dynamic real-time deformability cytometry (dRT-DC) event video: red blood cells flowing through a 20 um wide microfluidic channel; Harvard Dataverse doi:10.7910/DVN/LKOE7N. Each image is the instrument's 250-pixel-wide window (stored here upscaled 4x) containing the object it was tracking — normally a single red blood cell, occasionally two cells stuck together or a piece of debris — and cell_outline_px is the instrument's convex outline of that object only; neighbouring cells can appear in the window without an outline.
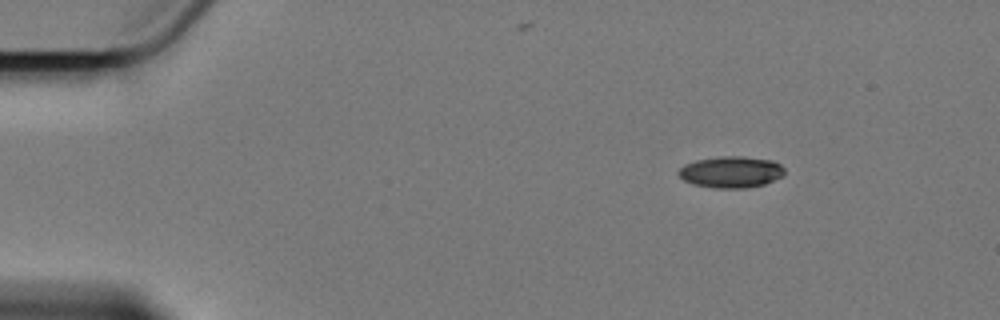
{"species": "Egyptian fruit bat (a non-hibernating species)", "species_latin": "Rousettus aegyptiacus", "temperature_condition": "cold", "stored_images_in_passage": 6, "camera_frame_rate_fps": 3000, "um_per_image_px": 0.085, "animal": {"sex": "female"}, "frame": {"image": 1, "passage_image": 2, "time_ms": 1.0, "image_size_px": [1000, 320], "cell_outline_px": [[784, 176], [764, 184], [748, 188], [712, 188], [692, 184], [684, 180], [676, 172], [684, 164], [696, 160], [720, 156], [744, 156], [772, 160], [780, 164], [784, 168]], "centroid_in_image_um": [62.14, 14.62], "position_along_channel_um": 22.9, "area_um2": 19.65}}
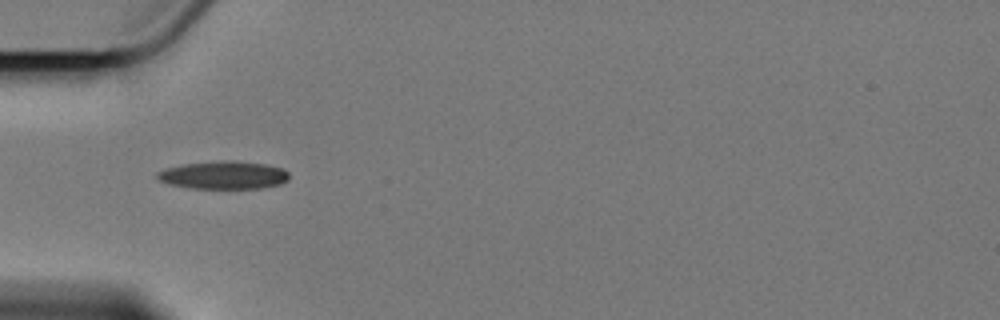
{"frame": {"image": 2, "passage_image": 5, "time_ms": 4.667, "image_size_px": [1000, 320], "cell_outline_px": [[288, 180], [280, 184], [260, 188], [188, 188], [168, 184], [160, 180], [156, 176], [156, 172], [168, 168], [184, 164], [228, 160], [232, 160], [264, 164], [280, 168], [288, 172]], "centroid_in_image_um": [18.99, 14.89], "position_along_channel_um": 66.0, "area_um2": 21.21}}
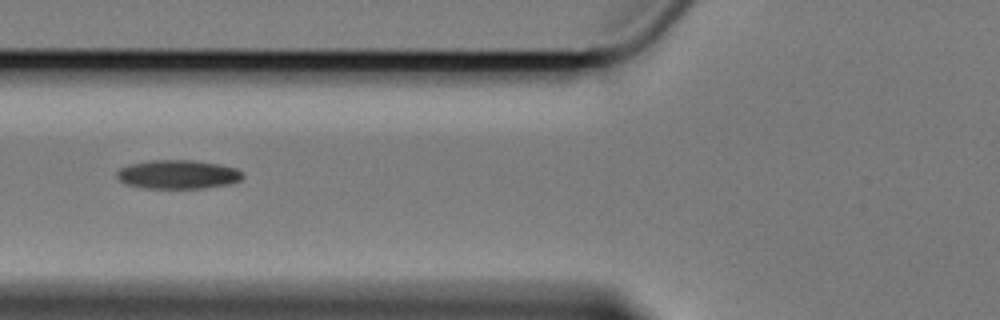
{"frame": {"image": 3, "passage_image": 6, "time_ms": 6.0, "image_size_px": [1000, 320], "cell_outline_px": [[244, 176], [240, 180], [228, 184], [204, 188], [148, 188], [128, 184], [120, 180], [116, 176], [116, 172], [120, 168], [128, 164], [148, 160], [192, 160], [220, 164], [236, 168], [244, 172]], "centroid_in_image_um": [15.14, 14.81], "position_along_channel_um": 110.7, "area_um2": 21.21}}